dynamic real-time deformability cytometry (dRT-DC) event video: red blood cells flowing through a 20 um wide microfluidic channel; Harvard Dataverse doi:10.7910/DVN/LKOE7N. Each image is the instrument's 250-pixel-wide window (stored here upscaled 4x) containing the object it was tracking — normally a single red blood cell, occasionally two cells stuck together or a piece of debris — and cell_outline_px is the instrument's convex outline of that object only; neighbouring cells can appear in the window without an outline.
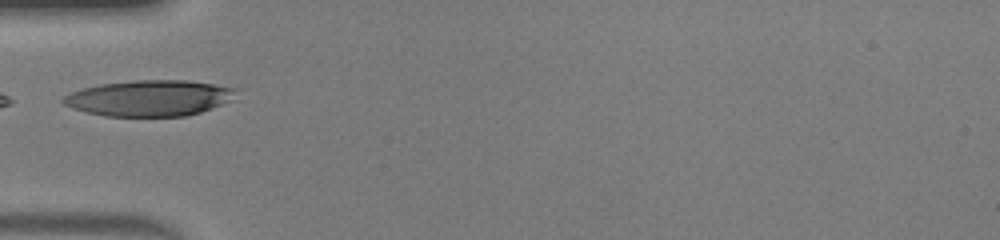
{"species": "human", "species_latin": "Homo sapiens", "temperature_condition": "warm", "stored_images_in_passage": 30, "camera_frame_rate_fps": 3000, "um_per_image_px": 0.085, "donor": {"sex": "male"}, "frame": {"image": 1, "passage_image": 1, "time_ms": 0.0, "image_size_px": [1000, 240], "cell_outline_px": [[240, 88], [228, 100], [212, 108], [200, 112], [184, 116], [104, 116], [88, 112], [64, 104], [60, 100], [64, 96], [72, 92], [84, 88], [100, 84], [132, 80], [184, 80]], "centroid_in_image_um": [12.69, 8.33], "position_along_channel_um": 72.3, "area_um2": 35.78}}
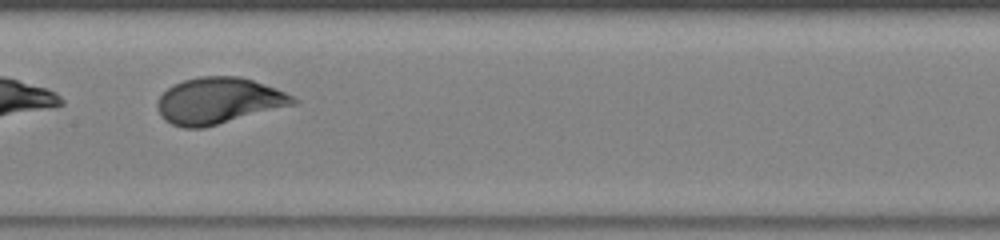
{"frame": {"image": 2, "passage_image": 9, "time_ms": 2.667, "image_size_px": [1000, 240], "cell_outline_px": [[300, 104], [204, 128], [184, 128], [172, 124], [164, 120], [160, 116], [156, 104], [156, 100], [172, 84], [184, 80], [200, 76], [240, 76], [276, 88], [300, 100]], "centroid_in_image_um": [18.61, 8.58], "position_along_channel_um": 188.8, "area_um2": 37.17}}